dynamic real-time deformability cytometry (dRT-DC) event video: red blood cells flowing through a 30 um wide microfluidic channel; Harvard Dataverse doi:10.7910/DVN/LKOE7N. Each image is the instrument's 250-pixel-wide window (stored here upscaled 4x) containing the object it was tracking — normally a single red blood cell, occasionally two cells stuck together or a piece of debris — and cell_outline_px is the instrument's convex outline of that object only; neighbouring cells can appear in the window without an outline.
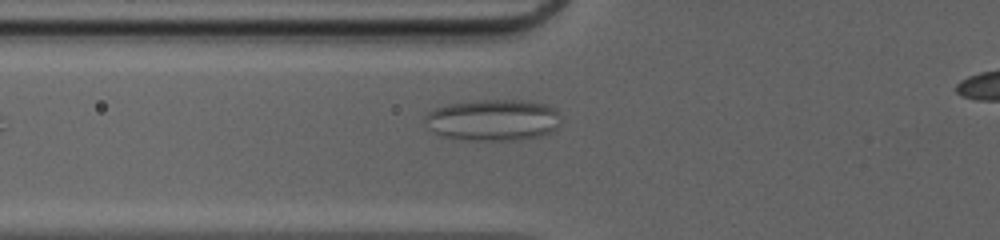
{"species": "common noctule bat (a hibernating species)", "species_latin": "Nyctalus noctula", "temperature_condition": "cold", "stored_images_in_passage": 16, "camera_frame_rate_fps": 3000, "um_per_image_px": 0.085, "animal": {"sex": "female", "body_mass_g": 20.0, "forearm_length_mm": 54.0}, "frame": {"image": 1, "passage_image": 5, "time_ms": 1.333, "image_size_px": [1000, 240], "cell_outline_px": [[560, 124], [552, 132], [540, 136], [516, 140], [464, 140], [440, 136], [428, 128], [424, 124], [424, 116], [428, 112], [436, 108], [448, 104], [476, 100], [520, 100], [548, 104], [556, 108]], "centroid_in_image_um": [41.89, 10.2], "position_along_channel_um": 83.9, "area_um2": 33.18}}
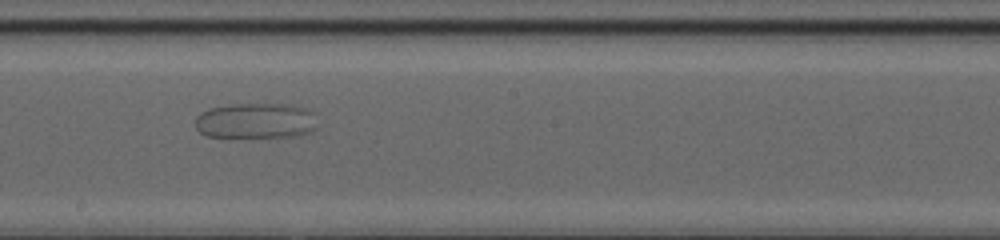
{"frame": {"image": 2, "passage_image": 16, "time_ms": 5.0, "image_size_px": [1000, 240], "cell_outline_px": [[312, 128], [308, 132], [292, 136], [208, 136], [200, 132], [196, 128], [196, 116], [200, 112], [208, 108], [232, 104], [288, 104], [304, 108], [312, 112]], "centroid_in_image_um": [21.63, 10.24], "position_along_channel_um": 226.6, "area_um2": 24.57}}